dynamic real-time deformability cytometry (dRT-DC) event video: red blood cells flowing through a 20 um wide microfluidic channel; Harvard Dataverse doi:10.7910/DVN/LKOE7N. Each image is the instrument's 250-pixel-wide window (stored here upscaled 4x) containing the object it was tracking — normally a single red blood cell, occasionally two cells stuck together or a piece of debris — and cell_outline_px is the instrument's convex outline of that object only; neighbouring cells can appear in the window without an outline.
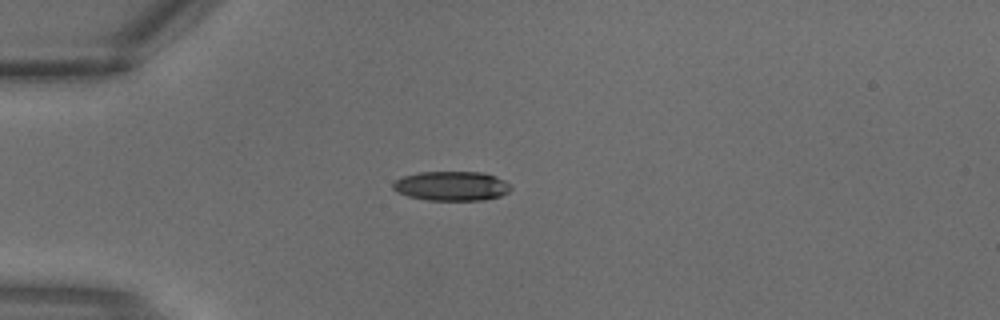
{"species": "common noctule bat (a hibernating species)", "species_latin": "Nyctalus noctula", "temperature_condition": "warm", "stored_images_in_passage": 1, "camera_frame_rate_fps": 3000, "um_per_image_px": 0.085, "animal": {"sex": "male", "body_mass_g": 18.8}, "frame": {"image": 1, "passage_image": 1, "time_ms": 0.0, "image_size_px": [1000, 320], "cell_outline_px": [[512, 188], [508, 192], [500, 196], [484, 200], [428, 200], [408, 196], [396, 192], [392, 188], [392, 184], [396, 180], [404, 176], [420, 172], [484, 172], [496, 176], [504, 180]], "centroid_in_image_um": [38.38, 15.81], "position_along_channel_um": 46.6, "area_um2": 20.23}}